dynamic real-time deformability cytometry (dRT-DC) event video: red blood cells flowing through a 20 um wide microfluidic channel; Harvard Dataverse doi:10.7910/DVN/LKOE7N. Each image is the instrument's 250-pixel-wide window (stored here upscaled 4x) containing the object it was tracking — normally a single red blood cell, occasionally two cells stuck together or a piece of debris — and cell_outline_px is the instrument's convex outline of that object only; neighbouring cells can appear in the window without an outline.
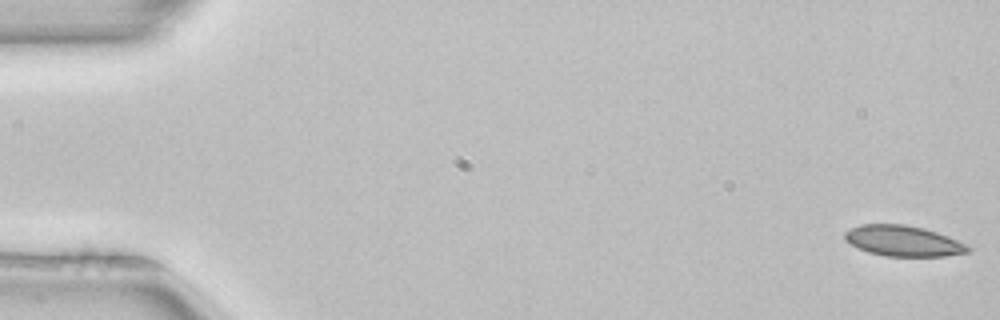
{"species": "common noctule bat (a hibernating species)", "species_latin": "Nyctalus noctula", "temperature_condition": "room temperature", "stored_images_in_passage": 5, "camera_frame_rate_fps": 3000, "um_per_image_px": 0.085, "animal": {"sex": "female", "body_mass_g": 22.7, "forearm_length_mm": 54.2}, "frame": {"image": 1, "passage_image": 1, "time_ms": 0.0, "image_size_px": [1000, 320], "cell_outline_px": [[972, 252], [944, 256], [884, 256], [868, 252], [844, 240], [844, 232], [860, 224], [904, 224], [924, 228], [948, 236], [968, 244], [972, 248]], "centroid_in_image_um": [76.82, 20.48], "position_along_channel_um": 8.2, "area_um2": 22.14}}
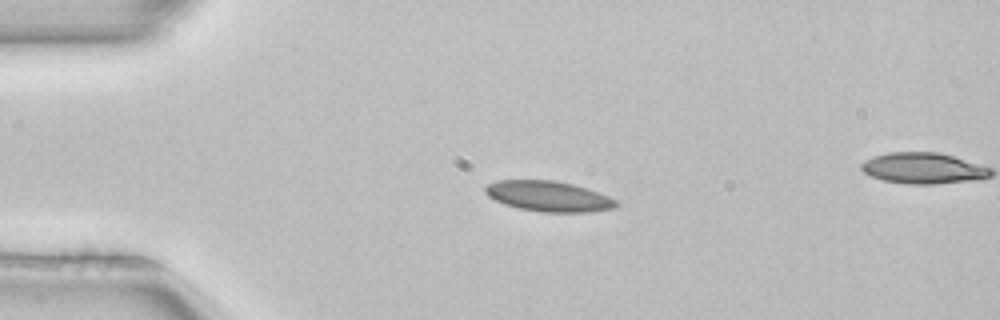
{"frame": {"image": 2, "passage_image": 4, "time_ms": 1.0, "image_size_px": [1000, 320], "cell_outline_px": [[620, 204], [616, 208], [588, 212], [540, 212], [516, 208], [504, 204], [488, 196], [484, 192], [484, 188], [488, 184], [496, 180], [556, 180], [572, 184], [608, 196], [616, 200]], "centroid_in_image_um": [46.61, 16.69], "position_along_channel_um": 38.4, "area_um2": 23.29}}